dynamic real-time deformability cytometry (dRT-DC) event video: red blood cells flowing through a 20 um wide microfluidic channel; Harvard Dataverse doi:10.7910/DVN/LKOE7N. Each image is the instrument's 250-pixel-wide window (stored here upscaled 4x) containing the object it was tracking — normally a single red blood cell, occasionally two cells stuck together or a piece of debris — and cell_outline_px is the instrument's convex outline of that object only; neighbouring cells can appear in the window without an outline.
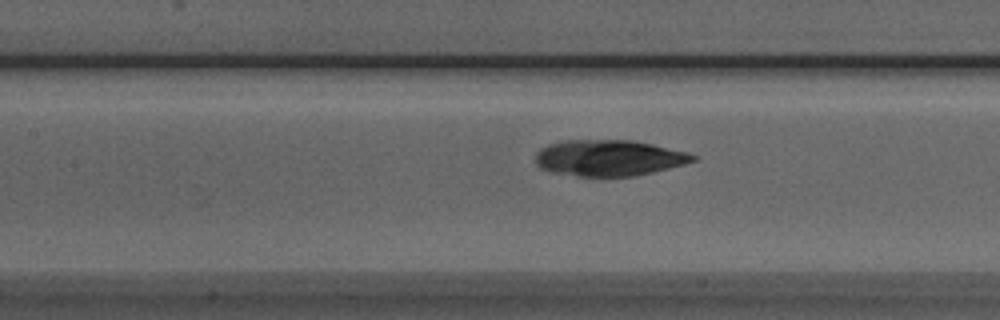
{"species": "Egyptian fruit bat (a non-hibernating species)", "species_latin": "Rousettus aegyptiacus", "temperature_condition": "room temperature", "stored_images_in_passage": 9, "segment_of_instrument_passage": [2, 2], "camera_frame_rate_fps": 3000, "um_per_image_px": 0.085, "animal": {"sex": "male"}, "frame": {"image": 1, "passage_image": 9, "time_ms": 10.333, "image_size_px": [1000, 320], "cell_outline_px": [[696, 160], [684, 164], [636, 176], [576, 176], [548, 172], [540, 168], [536, 164], [536, 152], [540, 148], [548, 144], [564, 140], [632, 140], [652, 144], [688, 152], [696, 156]], "centroid_in_image_um": [51.71, 13.42], "position_along_channel_um": 155.7, "area_um2": 33.23}}